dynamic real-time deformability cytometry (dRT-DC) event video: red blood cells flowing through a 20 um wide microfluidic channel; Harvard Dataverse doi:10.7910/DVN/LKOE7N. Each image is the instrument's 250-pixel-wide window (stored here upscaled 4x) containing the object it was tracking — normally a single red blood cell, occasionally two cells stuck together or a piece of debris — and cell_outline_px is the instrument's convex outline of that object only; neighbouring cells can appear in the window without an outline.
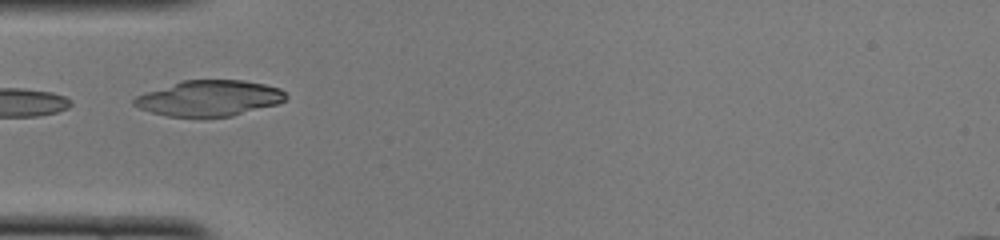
{"species": "common noctule bat (a hibernating species)", "species_latin": "Nyctalus noctula", "temperature_condition": "cold", "stored_images_in_passage": 30, "camera_frame_rate_fps": 3000, "um_per_image_px": 0.085, "animal": {"sex": "female", "body_mass_g": 22.0, "forearm_length_mm": 56.7}, "frame": {"image": 1, "passage_image": 1, "time_ms": 0.0, "image_size_px": [1000, 240], "cell_outline_px": [[288, 96], [284, 100], [276, 104], [232, 116], [204, 120], [168, 116], [152, 112], [140, 108], [132, 104], [132, 100], [136, 96], [184, 80], [244, 80], [264, 84], [280, 88]], "centroid_in_image_um": [17.79, 8.39], "position_along_channel_um": 67.2, "area_um2": 31.96}, "authors_computed_cell_mechanics": {"area_um2": 18.5827, "velocity_mm_per_s": 3.9968, "shape_relaxation_time_tau1_ms": 6.6151, "shape_relaxation_time_tau2_ms": 2.2669, "deformation_change_tau1": 0.1688, "deformation_change_tau2": 0.0684}}